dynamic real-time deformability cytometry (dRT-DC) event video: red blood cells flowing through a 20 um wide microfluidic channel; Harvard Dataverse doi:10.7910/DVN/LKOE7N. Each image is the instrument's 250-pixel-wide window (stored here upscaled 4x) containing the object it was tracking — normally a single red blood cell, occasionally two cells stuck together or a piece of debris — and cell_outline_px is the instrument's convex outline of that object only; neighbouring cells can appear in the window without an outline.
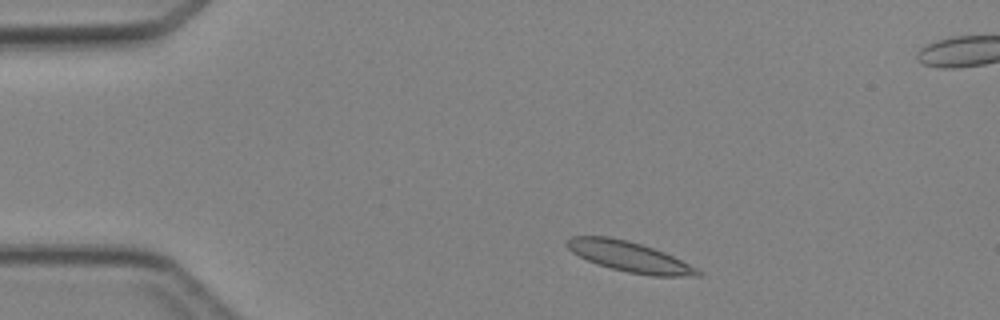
{"species": "Egyptian fruit bat (a non-hibernating species)", "species_latin": "Rousettus aegyptiacus", "temperature_condition": "cold", "stored_images_in_passage": 3, "camera_frame_rate_fps": 3000, "um_per_image_px": 0.085, "animal": {"sex": "female"}, "frame": {"image": 1, "passage_image": 1, "time_ms": 0.0, "image_size_px": [1000, 320], "cell_outline_px": [[704, 276], [652, 276], [628, 272], [596, 264], [572, 252], [564, 244], [564, 240], [572, 236], [608, 236], [628, 240], [664, 252], [704, 272]], "centroid_in_image_um": [53.48, 21.81], "position_along_channel_um": 31.5, "area_um2": 23.0}}